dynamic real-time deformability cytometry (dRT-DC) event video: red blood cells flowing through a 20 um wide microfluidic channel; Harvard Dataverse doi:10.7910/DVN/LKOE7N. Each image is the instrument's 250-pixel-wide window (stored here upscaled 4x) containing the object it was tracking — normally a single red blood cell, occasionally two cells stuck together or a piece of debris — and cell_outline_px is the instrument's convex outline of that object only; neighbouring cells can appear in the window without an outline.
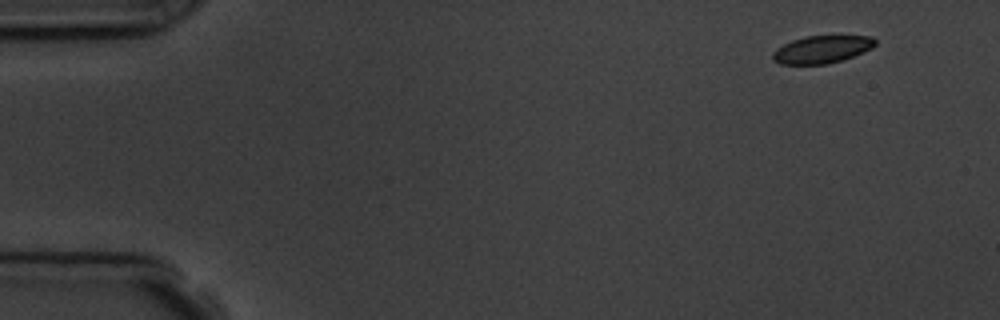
{"species": "common noctule bat (a hibernating species)", "species_latin": "Nyctalus noctula", "temperature_condition": "room temperature", "stored_images_in_passage": 4, "camera_frame_rate_fps": 3000, "um_per_image_px": 0.085, "animal": {"sex": "male", "body_mass_g": 19.5, "forearm_length_mm": 54.6}, "frame": {"image": 1, "passage_image": 1, "time_ms": 0.0, "image_size_px": [1000, 320], "cell_outline_px": [[876, 44], [872, 48], [852, 56], [828, 64], [780, 64], [772, 60], [772, 52], [776, 48], [792, 40], [804, 36], [872, 36], [876, 40]], "centroid_in_image_um": [69.82, 4.19], "position_along_channel_um": 15.2, "area_um2": 16.42}}
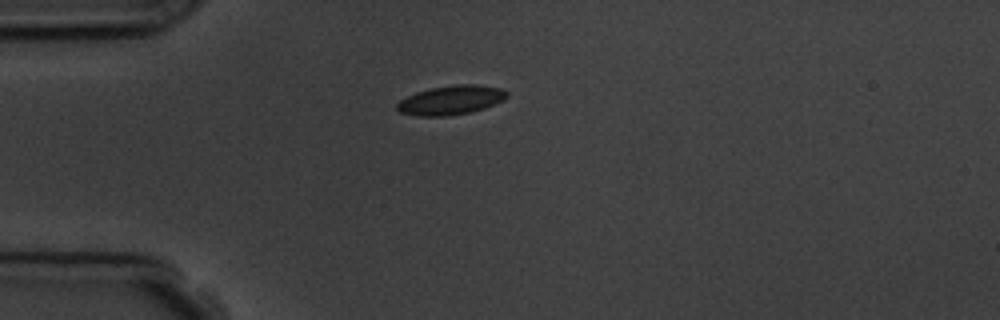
{"frame": {"image": 2, "passage_image": 4, "time_ms": 3.333, "image_size_px": [1000, 320], "cell_outline_px": [[508, 96], [504, 100], [484, 108], [472, 112], [444, 116], [416, 116], [400, 112], [396, 108], [396, 104], [400, 100], [416, 92], [432, 88], [456, 84], [476, 84], [500, 88], [508, 92]], "centroid_in_image_um": [38.34, 8.51], "position_along_channel_um": 46.7, "area_um2": 18.67}}